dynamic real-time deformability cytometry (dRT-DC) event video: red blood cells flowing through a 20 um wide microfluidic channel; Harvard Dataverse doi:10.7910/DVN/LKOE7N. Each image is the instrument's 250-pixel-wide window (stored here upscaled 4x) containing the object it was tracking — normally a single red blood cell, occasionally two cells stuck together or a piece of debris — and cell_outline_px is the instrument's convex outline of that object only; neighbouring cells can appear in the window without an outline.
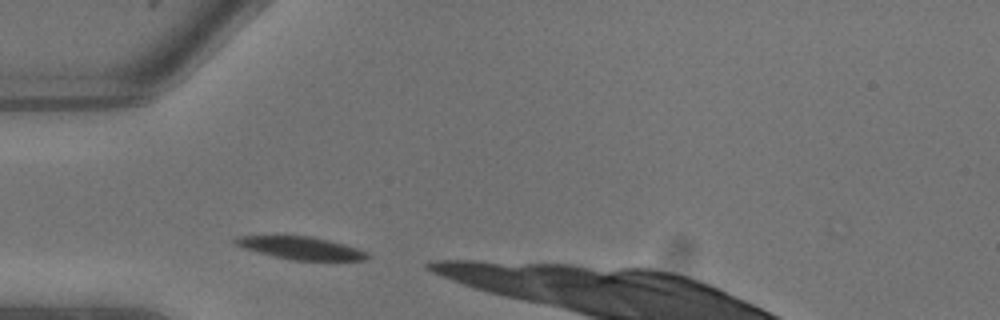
{"species": "common noctule bat (a hibernating species)", "species_latin": "Nyctalus noctula", "temperature_condition": "warm", "stored_images_in_passage": 1, "camera_frame_rate_fps": 3000, "um_per_image_px": 0.085, "animal": {"sex": "male", "body_mass_g": 13.3}, "frame": {"image": 1, "passage_image": 1, "time_ms": 0.0, "image_size_px": [1000, 320], "cell_outline_px": [[368, 256], [364, 260], [292, 260], [272, 256], [244, 248], [232, 244], [232, 240], [236, 236], [312, 236], [344, 244], [368, 252]], "centroid_in_image_um": [25.52, 21.08], "position_along_channel_um": 59.5, "area_um2": 17.34}}